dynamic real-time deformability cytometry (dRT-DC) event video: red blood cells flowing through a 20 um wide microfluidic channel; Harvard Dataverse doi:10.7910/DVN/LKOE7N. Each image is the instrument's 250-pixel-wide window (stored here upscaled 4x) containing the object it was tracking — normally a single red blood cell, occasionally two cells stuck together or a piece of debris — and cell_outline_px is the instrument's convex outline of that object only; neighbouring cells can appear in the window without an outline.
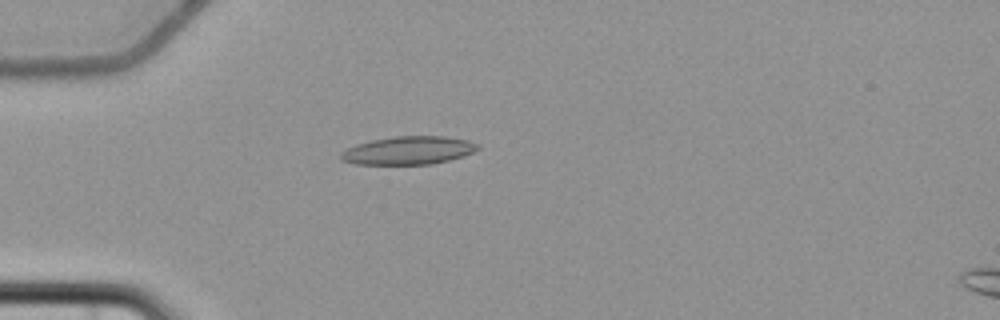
{"species": "common noctule bat (a hibernating species)", "species_latin": "Nyctalus noctula", "temperature_condition": "cold", "stored_images_in_passage": 3, "camera_frame_rate_fps": 3000, "um_per_image_px": 0.085, "animal": {"sex": "female", "body_mass_g": 22.7, "forearm_length_mm": 54.2}, "frame": {"image": 1, "passage_image": 3, "time_ms": 5.0, "image_size_px": [1000, 320], "cell_outline_px": [[480, 148], [464, 156], [432, 164], [356, 164], [340, 160], [340, 152], [356, 144], [372, 140], [396, 136], [444, 136], [468, 140], [480, 144]], "centroid_in_image_um": [34.72, 12.78], "position_along_channel_um": 50.3, "area_um2": 22.48}}